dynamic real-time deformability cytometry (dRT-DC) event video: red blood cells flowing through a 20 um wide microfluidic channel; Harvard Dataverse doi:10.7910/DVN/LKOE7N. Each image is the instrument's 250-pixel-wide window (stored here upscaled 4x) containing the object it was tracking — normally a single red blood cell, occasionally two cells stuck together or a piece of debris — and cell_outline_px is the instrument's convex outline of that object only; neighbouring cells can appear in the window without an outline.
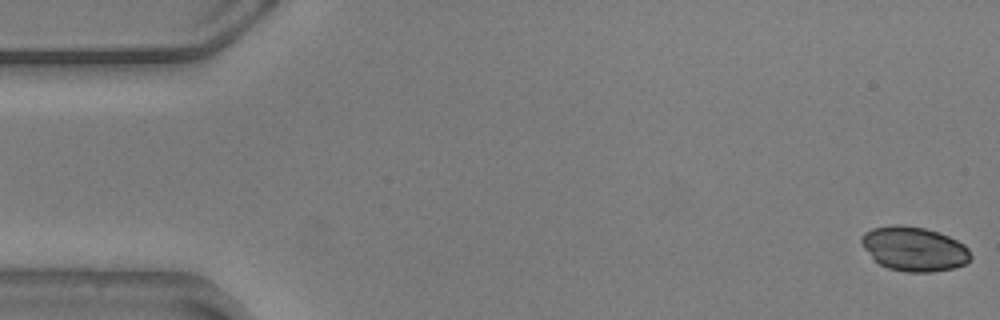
{"species": "common noctule bat (a hibernating species)", "species_latin": "Nyctalus noctula", "temperature_condition": "warm", "stored_images_in_passage": 56, "camera_frame_rate_fps": 3000, "um_per_image_px": 0.085, "animal": {"sex": "male", "body_mass_g": 20.5, "forearm_length_mm": 52.5}, "frame": {"image": 1, "passage_image": 1, "time_ms": 0.0, "image_size_px": [1000, 320], "cell_outline_px": [[972, 260], [956, 268], [932, 272], [904, 272], [888, 268], [880, 264], [864, 248], [860, 240], [860, 236], [864, 232], [872, 228], [892, 224], [900, 224], [924, 228], [948, 236], [964, 244], [968, 248], [972, 256]], "centroid_in_image_um": [77.71, 21.16], "position_along_channel_um": 7.3, "area_um2": 28.38}}
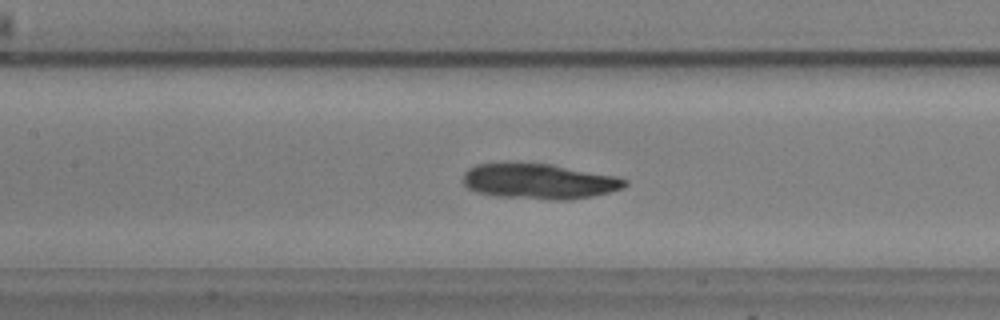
{"frame": {"image": 2, "passage_image": 25, "time_ms": 8.0, "image_size_px": [1000, 320], "cell_outline_px": [[628, 184], [624, 188], [592, 196], [568, 200], [552, 200], [496, 196], [476, 192], [468, 188], [464, 184], [464, 172], [468, 168], [476, 164], [552, 164], [616, 176], [628, 180]], "centroid_in_image_um": [45.85, 15.43], "position_along_channel_um": 161.5, "area_um2": 33.12}}
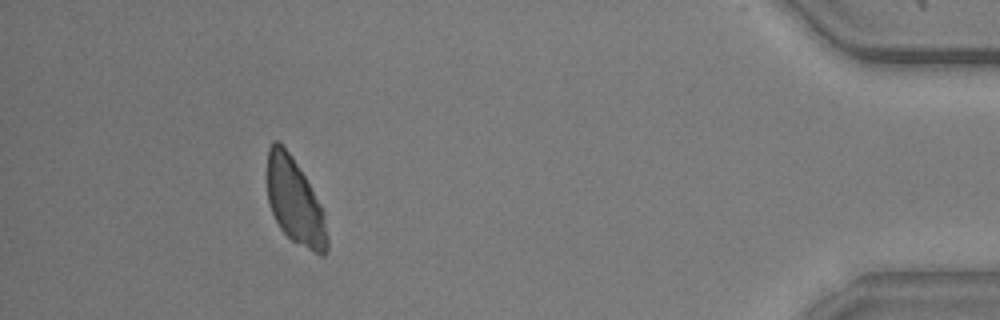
{"frame": {"image": 3, "passage_image": 51, "time_ms": 16.667, "image_size_px": [1000, 320], "cell_outline_px": [[328, 248], [324, 256], [320, 256], [292, 240], [280, 228], [272, 212], [268, 200], [268, 148], [272, 140], [280, 140], [292, 156], [304, 176], [320, 204], [324, 212], [328, 240]], "centroid_in_image_um": [25.07, 17.12], "position_along_channel_um": 410.1, "area_um2": 29.82}}